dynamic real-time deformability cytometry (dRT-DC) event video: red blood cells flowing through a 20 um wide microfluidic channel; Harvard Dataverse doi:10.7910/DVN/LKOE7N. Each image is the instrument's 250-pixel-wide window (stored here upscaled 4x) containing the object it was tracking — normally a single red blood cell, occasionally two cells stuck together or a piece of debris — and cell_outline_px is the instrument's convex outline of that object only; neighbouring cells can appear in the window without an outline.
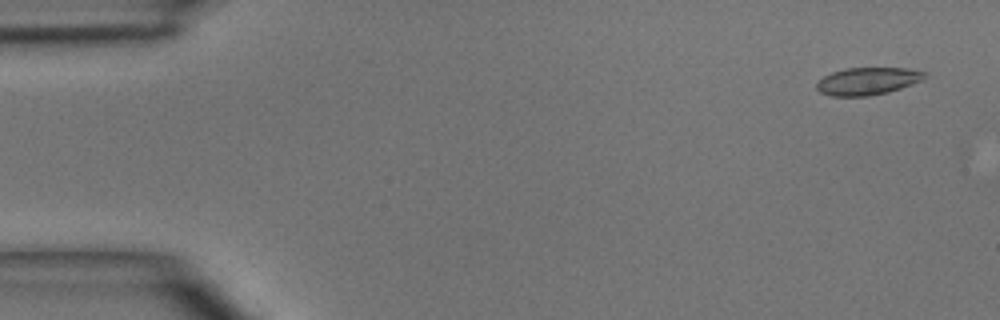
{"species": "common noctule bat (a hibernating species)", "species_latin": "Nyctalus noctula", "temperature_condition": "room temperature", "stored_images_in_passage": 4, "camera_frame_rate_fps": 3000, "um_per_image_px": 0.085, "animal": {"sex": "male", "body_mass_g": 15.6}, "frame": {"image": 1, "passage_image": 1, "time_ms": 0.0, "image_size_px": [1000, 320], "cell_outline_px": [[928, 76], [924, 80], [888, 92], [868, 96], [832, 96], [820, 92], [816, 88], [816, 84], [824, 76], [832, 72], [848, 68], [908, 68], [928, 72]], "centroid_in_image_um": [73.8, 6.89], "position_along_channel_um": 11.2, "area_um2": 17.34}}
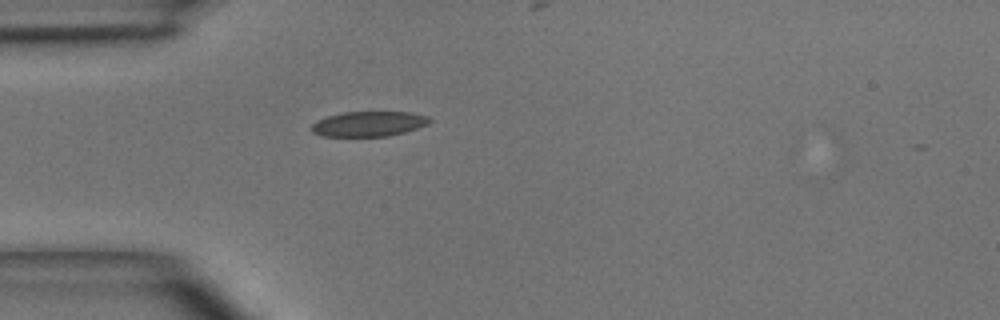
{"frame": {"image": 2, "passage_image": 4, "time_ms": 3.667, "image_size_px": [1000, 320], "cell_outline_px": [[432, 120], [428, 124], [404, 132], [388, 136], [320, 136], [312, 132], [312, 124], [316, 120], [340, 112], [412, 112], [428, 116]], "centroid_in_image_um": [31.33, 10.52], "position_along_channel_um": 53.7, "area_um2": 17.28}}